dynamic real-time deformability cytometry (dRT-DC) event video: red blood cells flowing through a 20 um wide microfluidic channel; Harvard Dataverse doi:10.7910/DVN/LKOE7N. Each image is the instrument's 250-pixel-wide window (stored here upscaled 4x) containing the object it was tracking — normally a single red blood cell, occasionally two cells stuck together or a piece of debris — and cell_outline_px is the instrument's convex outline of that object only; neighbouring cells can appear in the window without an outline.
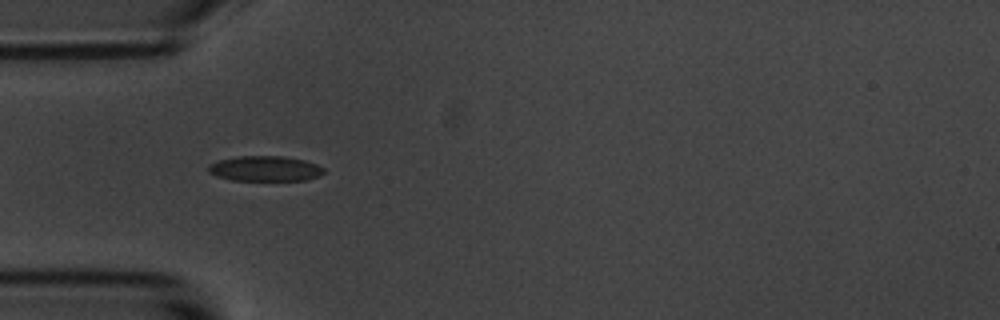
{"species": "common noctule bat (a hibernating species)", "species_latin": "Nyctalus noctula", "temperature_condition": "room temperature", "stored_images_in_passage": 4, "camera_frame_rate_fps": 3000, "um_per_image_px": 0.085, "animal": {"sex": "male", "body_mass_g": 20.1, "forearm_length_mm": 53.5}, "frame": {"image": 1, "passage_image": 3, "time_ms": 3.333, "image_size_px": [1000, 320], "cell_outline_px": [[324, 172], [320, 176], [304, 180], [232, 180], [216, 176], [208, 172], [208, 164], [220, 160], [240, 156], [284, 156], [304, 160], [316, 164], [324, 168]], "centroid_in_image_um": [22.53, 14.33], "position_along_channel_um": 62.5, "area_um2": 16.94}}